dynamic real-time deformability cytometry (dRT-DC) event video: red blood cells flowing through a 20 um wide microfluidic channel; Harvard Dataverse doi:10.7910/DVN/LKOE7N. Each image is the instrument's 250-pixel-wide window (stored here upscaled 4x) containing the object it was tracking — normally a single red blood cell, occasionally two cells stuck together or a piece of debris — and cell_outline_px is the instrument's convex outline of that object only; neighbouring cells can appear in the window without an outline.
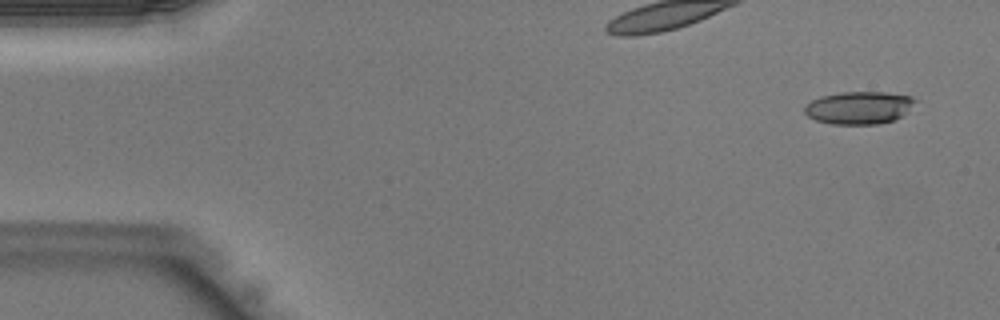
{"species": "Egyptian fruit bat (a non-hibernating species)", "species_latin": "Rousettus aegyptiacus", "temperature_condition": "warm", "stored_images_in_passage": 43, "camera_frame_rate_fps": 3000, "um_per_image_px": 0.085, "animal": {"sex": "male"}, "frame": {"image": 1, "passage_image": 3, "time_ms": 0.667, "image_size_px": [1000, 320], "cell_outline_px": [[920, 100], [900, 116], [892, 120], [880, 124], [832, 124], [816, 120], [808, 116], [804, 112], [804, 108], [812, 100], [820, 96], [840, 92], [884, 92], [912, 96]], "centroid_in_image_um": [73.03, 9.14], "position_along_channel_um": 12.0, "area_um2": 21.04}}
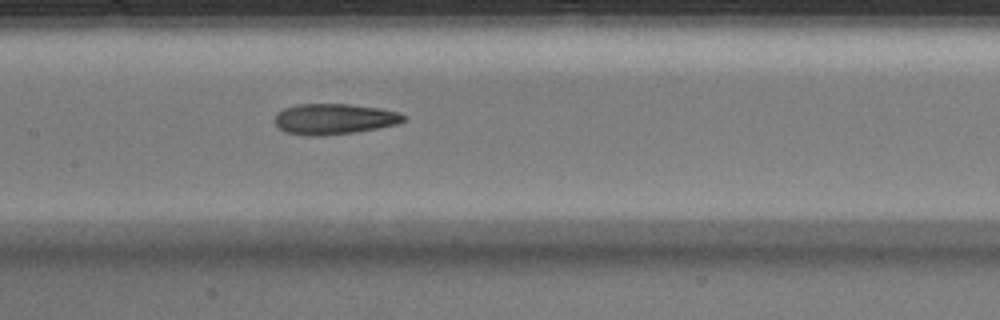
{"frame": {"image": 2, "passage_image": 21, "time_ms": 6.667, "image_size_px": [1000, 320], "cell_outline_px": [[404, 120], [396, 124], [356, 132], [320, 136], [308, 136], [284, 132], [276, 128], [276, 116], [284, 108], [296, 104], [348, 104], [380, 108], [400, 112], [404, 116]], "centroid_in_image_um": [28.37, 10.12], "position_along_channel_um": 179.0, "area_um2": 23.0}}
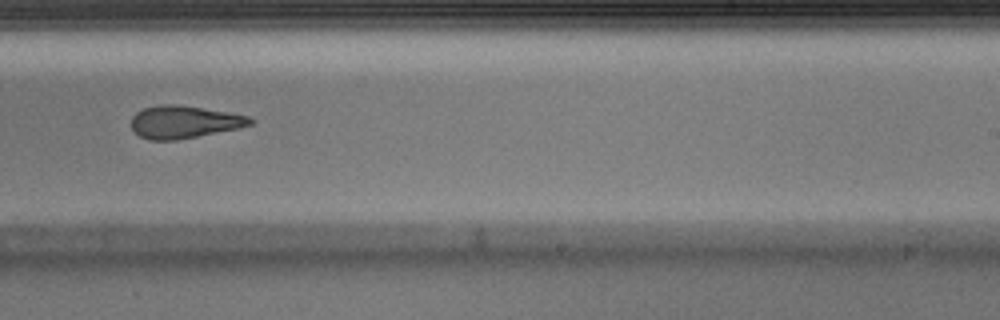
{"frame": {"image": 3, "passage_image": 27, "time_ms": 8.667, "image_size_px": [1000, 320], "cell_outline_px": [[256, 120], [252, 124], [240, 128], [176, 140], [152, 140], [140, 136], [132, 128], [132, 116], [136, 112], [144, 108], [160, 104], [176, 104], [248, 116]], "centroid_in_image_um": [15.65, 10.37], "position_along_channel_um": 273.4, "area_um2": 22.31}}